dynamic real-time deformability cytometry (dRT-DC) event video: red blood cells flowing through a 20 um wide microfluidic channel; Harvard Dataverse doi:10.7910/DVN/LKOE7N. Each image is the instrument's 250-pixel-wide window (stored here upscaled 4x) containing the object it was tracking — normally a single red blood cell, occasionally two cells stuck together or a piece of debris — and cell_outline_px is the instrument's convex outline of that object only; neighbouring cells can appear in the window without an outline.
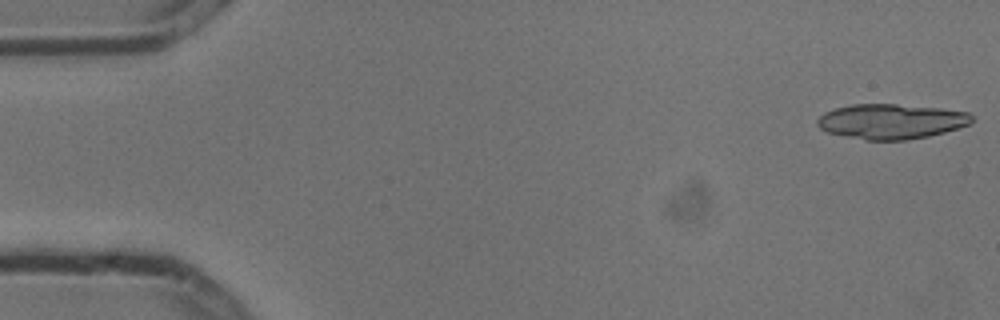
{"species": "common noctule bat (a hibernating species)", "species_latin": "Nyctalus noctula", "temperature_condition": "cold", "stored_images_in_passage": 4, "camera_frame_rate_fps": 3000, "um_per_image_px": 0.085, "animal": {"sex": "male", "body_mass_g": 13.3}, "frame": {"image": 1, "passage_image": 1, "time_ms": 0.0, "image_size_px": [1000, 320], "cell_outline_px": [[972, 120], [968, 124], [944, 132], [928, 136], [904, 140], [868, 140], [828, 132], [820, 128], [816, 124], [816, 120], [824, 112], [836, 108], [852, 104], [896, 104], [940, 108], [968, 112], [972, 116]], "centroid_in_image_um": [75.73, 10.31], "position_along_channel_um": 9.3, "area_um2": 31.21}}